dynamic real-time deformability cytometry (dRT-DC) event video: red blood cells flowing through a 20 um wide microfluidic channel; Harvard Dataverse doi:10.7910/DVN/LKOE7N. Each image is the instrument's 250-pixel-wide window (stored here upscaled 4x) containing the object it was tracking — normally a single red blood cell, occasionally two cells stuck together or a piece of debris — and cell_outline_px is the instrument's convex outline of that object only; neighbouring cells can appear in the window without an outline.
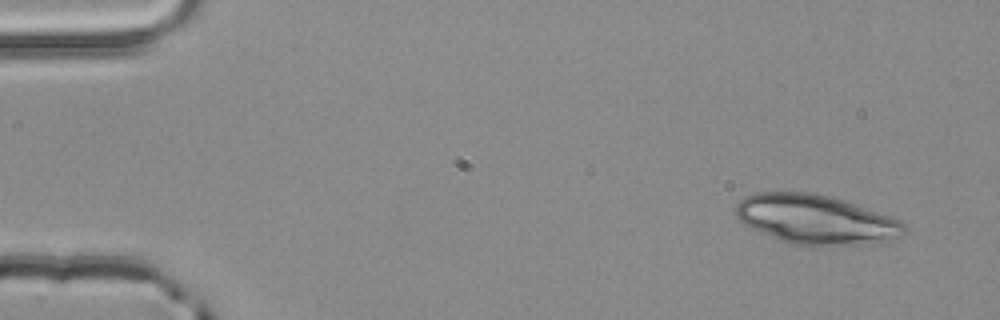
{"species": "common noctule bat (a hibernating species)", "species_latin": "Nyctalus noctula", "temperature_condition": "room temperature", "stored_images_in_passage": 4, "camera_frame_rate_fps": 3000, "um_per_image_px": 0.085, "animal": {"sex": "male", "body_mass_g": 20.4}, "frame": {"image": 1, "passage_image": 1, "time_ms": 0.0, "image_size_px": [1000, 320], "cell_outline_px": [[904, 232], [888, 240], [872, 244], [796, 244], [780, 240], [760, 232], [744, 224], [736, 216], [736, 204], [744, 196], [756, 192], [804, 192], [828, 196], [844, 200], [892, 216], [900, 220], [904, 224]], "centroid_in_image_um": [69.32, 18.63], "position_along_channel_um": 15.7, "area_um2": 47.74}}